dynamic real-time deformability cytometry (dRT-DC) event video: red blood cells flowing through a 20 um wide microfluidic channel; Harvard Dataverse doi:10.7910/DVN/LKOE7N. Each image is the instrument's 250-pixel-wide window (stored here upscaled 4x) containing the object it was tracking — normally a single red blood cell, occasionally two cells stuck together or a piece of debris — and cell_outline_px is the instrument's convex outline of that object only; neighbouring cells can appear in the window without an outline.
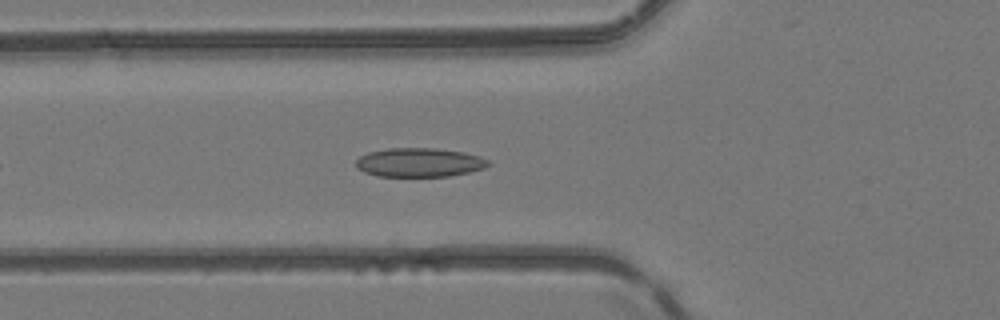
{"species": "common noctule bat (a hibernating species)", "species_latin": "Nyctalus noctula", "temperature_condition": "room temperature", "stored_images_in_passage": 39, "camera_frame_rate_fps": 3000, "um_per_image_px": 0.085, "animal": {"sex": "female", "body_mass_g": 24.6, "forearm_length_mm": 56.2}, "frame": {"image": 1, "passage_image": 7, "time_ms": 2.0, "image_size_px": [1000, 320], "cell_outline_px": [[492, 164], [484, 168], [468, 172], [448, 176], [376, 176], [364, 172], [356, 168], [356, 160], [360, 156], [368, 152], [388, 148], [436, 148], [464, 152], [480, 156], [488, 160]], "centroid_in_image_um": [35.64, 13.8], "position_along_channel_um": 90.2, "area_um2": 22.43}}
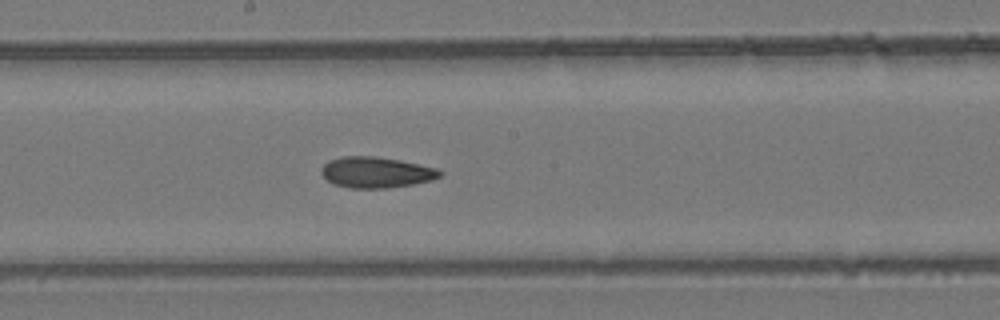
{"frame": {"image": 2, "passage_image": 16, "time_ms": 5.0, "image_size_px": [1000, 320], "cell_outline_px": [[444, 172], [440, 176], [432, 180], [412, 184], [388, 188], [348, 188], [332, 184], [320, 172], [320, 168], [328, 160], [340, 156], [372, 156], [400, 160], [436, 168]], "centroid_in_image_um": [31.93, 14.65], "position_along_channel_um": 216.3, "area_um2": 21.44}}
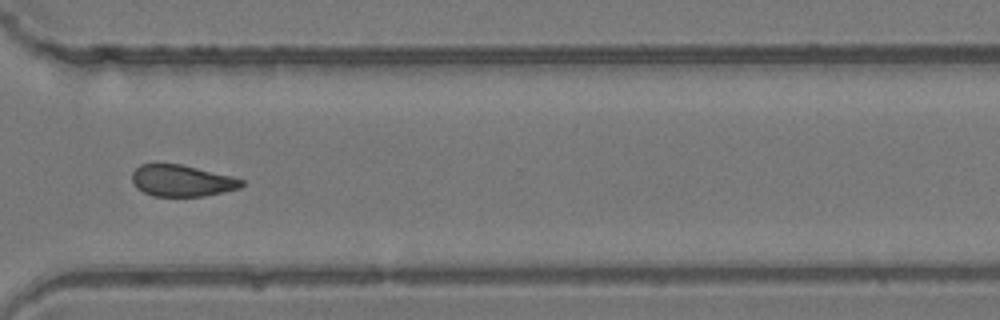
{"frame": {"image": 3, "passage_image": 26, "time_ms": 8.333, "image_size_px": [1000, 320], "cell_outline_px": [[244, 184], [240, 188], [204, 196], [152, 196], [136, 188], [132, 180], [132, 172], [140, 164], [180, 164], [232, 176], [244, 180]], "centroid_in_image_um": [15.45, 15.36], "position_along_channel_um": 355.2, "area_um2": 20.06}, "authors_computed_cell_mechanics": {"area_um2": 20.9814, "velocity_mm_per_s": 4.1748, "shape_relaxation_time_tau1_ms": null, "shape_relaxation_time_tau2_ms": 6.4441, "deformation_change_tau1": null, "deformation_change_tau2": 0.1459}}